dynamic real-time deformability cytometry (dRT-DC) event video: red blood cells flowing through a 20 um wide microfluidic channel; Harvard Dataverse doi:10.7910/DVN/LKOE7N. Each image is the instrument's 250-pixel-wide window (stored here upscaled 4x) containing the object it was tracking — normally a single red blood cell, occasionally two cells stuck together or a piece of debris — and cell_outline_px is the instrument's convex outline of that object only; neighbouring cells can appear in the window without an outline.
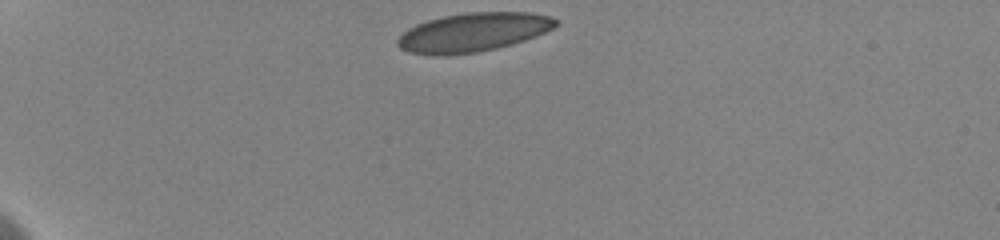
{"species": "human", "species_latin": "Homo sapiens", "temperature_condition": "cold", "stored_images_in_passage": 31, "camera_frame_rate_fps": 3000, "um_per_image_px": 0.085, "donor": {"sex": "female"}, "frame": {"image": 1, "passage_image": 1, "time_ms": 0.0, "image_size_px": [1000, 240], "cell_outline_px": [[560, 24], [536, 36], [512, 44], [496, 48], [476, 52], [448, 56], [436, 56], [408, 52], [400, 48], [396, 44], [396, 40], [408, 28], [416, 24], [428, 20], [444, 16], [468, 12], [532, 12], [552, 16], [560, 20]], "centroid_in_image_um": [40.23, 2.74], "position_along_channel_um": 44.8, "area_um2": 36.13}}
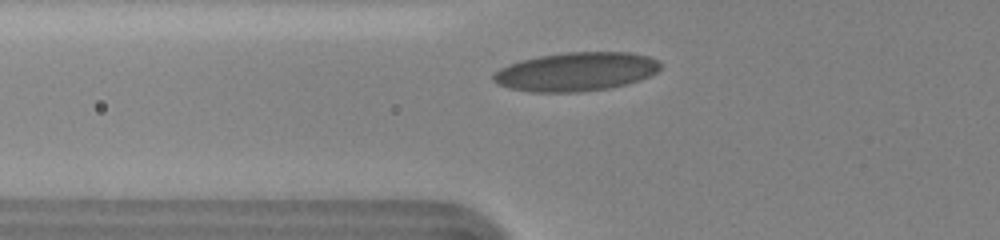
{"frame": {"image": 2, "passage_image": 9, "time_ms": 2.333, "image_size_px": [1000, 240], "cell_outline_px": [[660, 68], [652, 76], [640, 80], [608, 88], [580, 92], [532, 92], [508, 88], [496, 84], [492, 80], [492, 76], [500, 68], [508, 64], [520, 60], [540, 56], [568, 52], [628, 52], [648, 56], [656, 60], [660, 64]], "centroid_in_image_um": [48.94, 6.1], "position_along_channel_um": 76.9, "area_um2": 37.74}}